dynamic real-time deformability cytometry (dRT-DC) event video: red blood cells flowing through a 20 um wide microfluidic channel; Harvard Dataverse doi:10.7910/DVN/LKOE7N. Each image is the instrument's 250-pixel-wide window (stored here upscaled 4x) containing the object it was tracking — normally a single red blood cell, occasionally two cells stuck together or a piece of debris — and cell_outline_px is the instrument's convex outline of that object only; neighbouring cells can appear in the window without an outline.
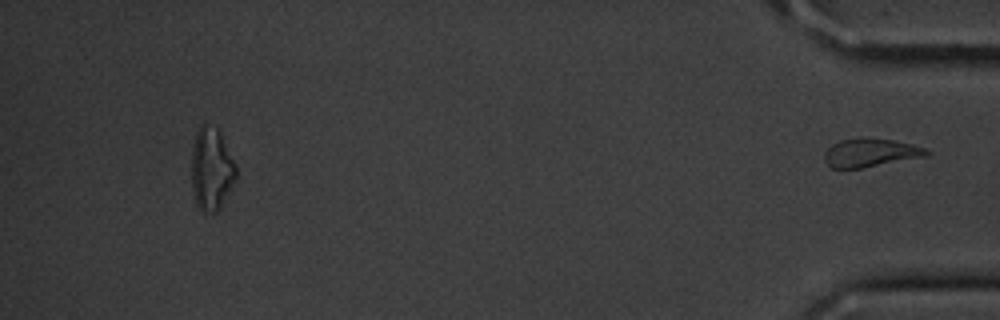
{"species": "common noctule bat (a hibernating species)", "species_latin": "Nyctalus noctula", "temperature_condition": "cold", "stored_images_in_passage": 52, "segment_of_instrument_passage": [2, 2], "camera_frame_rate_fps": 3000, "um_per_image_px": 0.085, "animal": {"sex": "male", "body_mass_g": 20.1, "forearm_length_mm": 53.5}, "frame": {"image": 1, "passage_image": 52, "time_ms": 17.0, "image_size_px": [1000, 320], "cell_outline_px": [[932, 152], [928, 156], [860, 168], [832, 168], [824, 160], [824, 152], [832, 144], [840, 140], [864, 136], [892, 140], [912, 144], [924, 148]], "centroid_in_image_um": [73.99, 12.96], "position_along_channel_um": 361.2, "area_um2": 17.05}}